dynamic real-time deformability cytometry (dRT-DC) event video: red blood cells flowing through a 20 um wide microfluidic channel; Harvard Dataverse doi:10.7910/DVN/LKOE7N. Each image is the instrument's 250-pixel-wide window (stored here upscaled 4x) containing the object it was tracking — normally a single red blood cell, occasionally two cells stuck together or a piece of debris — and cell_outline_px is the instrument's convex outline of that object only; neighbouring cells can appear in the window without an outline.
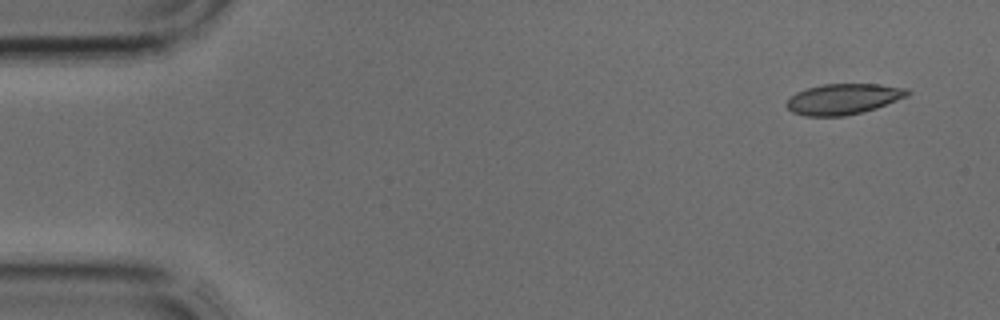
{"species": "common noctule bat (a hibernating species)", "species_latin": "Nyctalus noctula", "temperature_condition": "cold", "stored_images_in_passage": 4, "camera_frame_rate_fps": 3000, "um_per_image_px": 0.085, "animal": {"sex": "male", "body_mass_g": 17.9, "forearm_length_mm": 54.2}, "frame": {"image": 1, "passage_image": 1, "time_ms": 0.0, "image_size_px": [1000, 320], "cell_outline_px": [[912, 92], [908, 96], [876, 108], [844, 116], [804, 116], [792, 112], [784, 104], [796, 92], [808, 88], [824, 84], [880, 84], [908, 88]], "centroid_in_image_um": [71.7, 8.41], "position_along_channel_um": 13.3, "area_um2": 21.62}}